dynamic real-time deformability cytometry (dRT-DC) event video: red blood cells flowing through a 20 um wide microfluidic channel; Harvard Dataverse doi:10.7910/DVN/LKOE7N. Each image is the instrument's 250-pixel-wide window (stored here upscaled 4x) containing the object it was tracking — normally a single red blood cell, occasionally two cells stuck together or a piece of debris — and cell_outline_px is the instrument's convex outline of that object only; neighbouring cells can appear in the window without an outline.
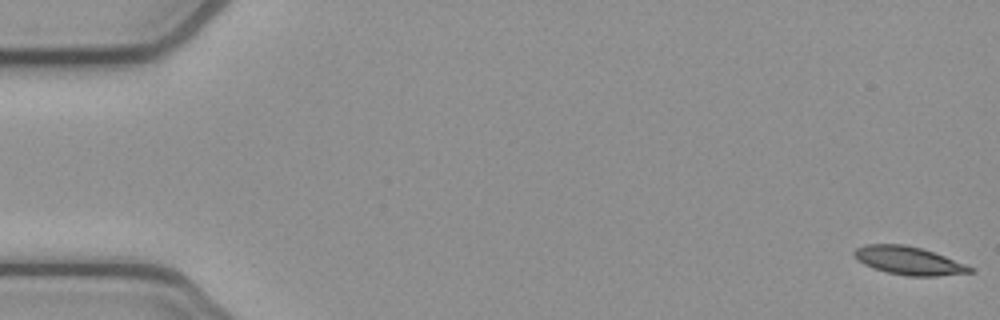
{"species": "common noctule bat (a hibernating species)", "species_latin": "Nyctalus noctula", "temperature_condition": "cold", "stored_images_in_passage": 53, "camera_frame_rate_fps": 3000, "um_per_image_px": 0.085, "animal": {"sex": "female", "body_mass_g": 21.9}, "frame": {"image": 1, "passage_image": 1, "time_ms": 0.0, "image_size_px": [1000, 320], "cell_outline_px": [[976, 272], [936, 276], [908, 276], [888, 272], [872, 268], [856, 260], [852, 252], [856, 248], [864, 244], [904, 244], [920, 248], [944, 256], [976, 268]], "centroid_in_image_um": [77.23, 22.16], "position_along_channel_um": 7.8, "area_um2": 19.07}}
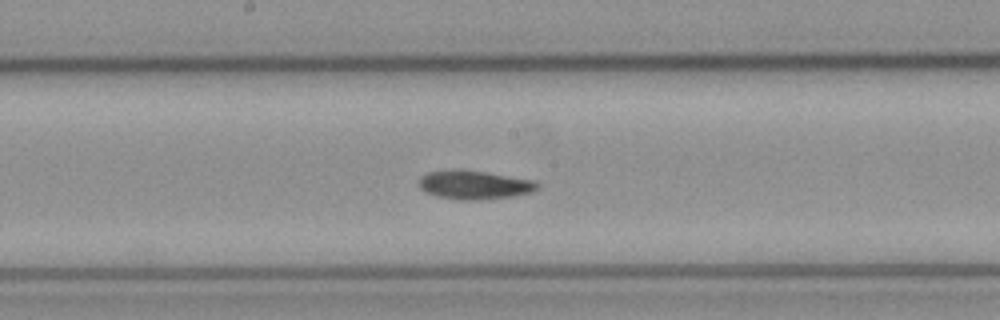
{"frame": {"image": 2, "passage_image": 28, "time_ms": 9.0, "image_size_px": [1000, 320], "cell_outline_px": [[540, 184], [532, 192], [512, 196], [480, 200], [460, 200], [436, 196], [420, 188], [416, 184], [420, 176], [428, 172], [452, 168], [460, 168], [536, 180]], "centroid_in_image_um": [40.28, 15.69], "position_along_channel_um": 207.9, "area_um2": 20.23}}
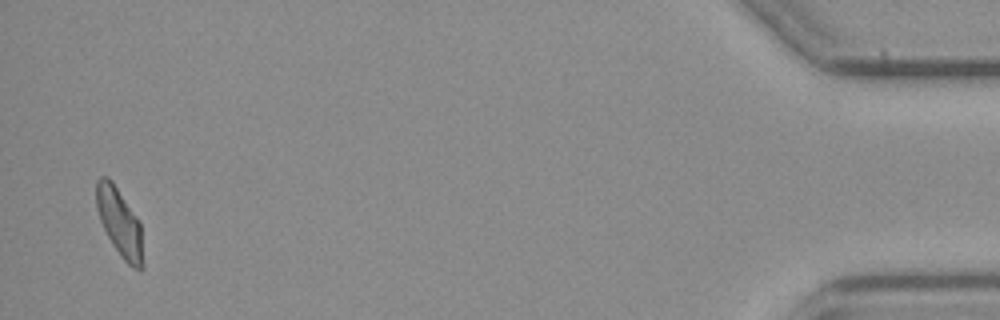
{"frame": {"image": 3, "passage_image": 52, "time_ms": 17.0, "image_size_px": [1000, 320], "cell_outline_px": [[144, 268], [140, 272], [132, 268], [120, 256], [112, 244], [100, 220], [96, 208], [96, 180], [100, 176], [108, 176], [112, 180], [140, 224], [144, 264]], "centroid_in_image_um": [10.16, 18.95], "position_along_channel_um": 425.0, "area_um2": 18.5}, "authors_computed_cell_mechanics": {"area_um2": 19.3052, "velocity_mm_per_s": 3.8523, "shape_relaxation_time_tau1_ms": 5.8626, "shape_relaxation_time_tau2_ms": null, "deformation_change_tau1": 0.1664, "deformation_change_tau2": null}}